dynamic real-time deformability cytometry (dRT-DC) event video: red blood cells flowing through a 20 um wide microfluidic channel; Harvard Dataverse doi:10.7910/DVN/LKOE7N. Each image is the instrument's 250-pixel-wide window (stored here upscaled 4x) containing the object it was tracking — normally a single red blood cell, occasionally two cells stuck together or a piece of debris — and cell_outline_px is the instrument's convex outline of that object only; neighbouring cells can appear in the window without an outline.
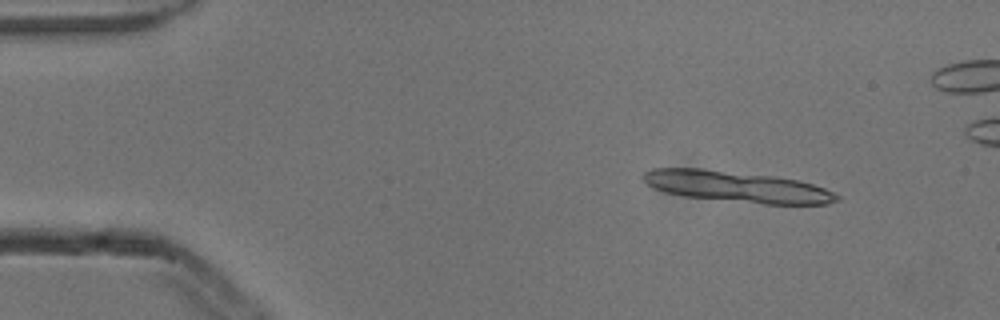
{"species": "common noctule bat (a hibernating species)", "species_latin": "Nyctalus noctula", "temperature_condition": "cold", "stored_images_in_passage": 2, "camera_frame_rate_fps": 3000, "um_per_image_px": 0.085, "animal": {"sex": "male", "body_mass_g": 13.3}, "frame": {"image": 1, "passage_image": 2, "time_ms": 0.333, "image_size_px": [1000, 320], "cell_outline_px": [[840, 200], [828, 204], [764, 204], [684, 196], [668, 192], [656, 188], [648, 184], [640, 176], [644, 172], [652, 168], [700, 168], [776, 176], [800, 180], [824, 188], [840, 196]], "centroid_in_image_um": [62.67, 15.86], "position_along_channel_um": 22.3, "area_um2": 34.97}}